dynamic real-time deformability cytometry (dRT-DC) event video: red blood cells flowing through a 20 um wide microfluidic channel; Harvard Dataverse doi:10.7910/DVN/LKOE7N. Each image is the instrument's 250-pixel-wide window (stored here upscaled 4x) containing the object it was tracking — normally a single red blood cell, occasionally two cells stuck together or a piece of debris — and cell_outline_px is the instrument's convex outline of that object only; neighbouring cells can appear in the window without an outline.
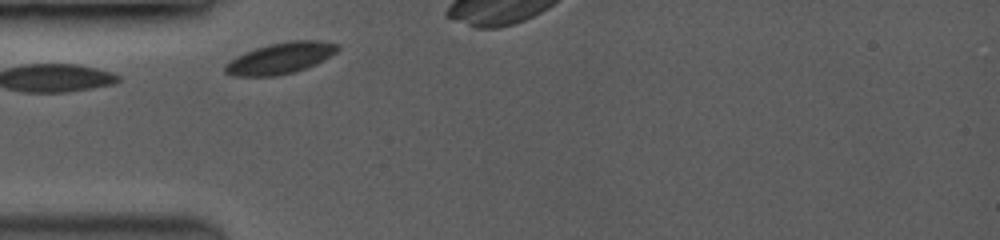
{"species": "common noctule bat (a hibernating species)", "species_latin": "Nyctalus noctula", "temperature_condition": "room temperature", "stored_images_in_passage": 8, "camera_frame_rate_fps": 3500, "um_per_image_px": 0.085, "animal": {"sex": "female", "body_mass_g": 19.0, "forearm_length_mm": 53.3}, "frame": {"image": 1, "passage_image": 1, "time_ms": 0.0, "image_size_px": [1000, 240], "cell_outline_px": [[340, 48], [336, 52], [316, 64], [292, 72], [276, 76], [232, 76], [224, 72], [224, 64], [236, 56], [244, 52], [268, 44], [292, 40], [320, 40], [340, 44]], "centroid_in_image_um": [23.82, 4.93], "position_along_channel_um": 61.2, "area_um2": 20.52}}